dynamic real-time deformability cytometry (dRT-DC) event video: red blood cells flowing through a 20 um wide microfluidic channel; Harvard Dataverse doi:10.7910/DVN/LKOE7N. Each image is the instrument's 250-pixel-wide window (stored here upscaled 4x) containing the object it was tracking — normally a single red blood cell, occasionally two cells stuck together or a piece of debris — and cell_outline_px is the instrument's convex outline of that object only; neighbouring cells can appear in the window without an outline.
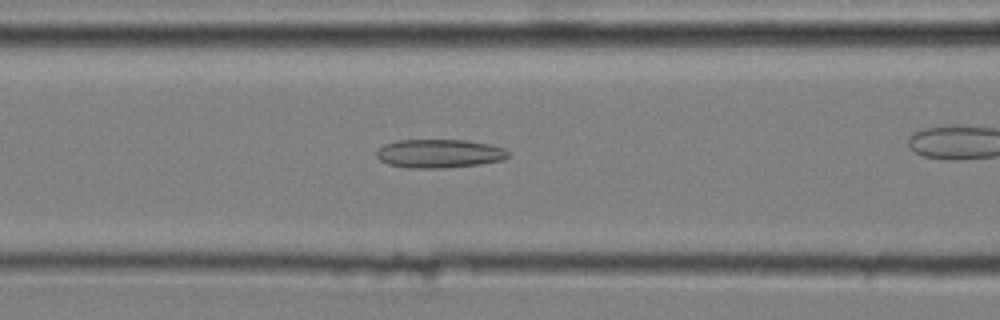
{"species": "common noctule bat (a hibernating species)", "species_latin": "Nyctalus noctula", "temperature_condition": "cold", "stored_images_in_passage": 34, "camera_frame_rate_fps": 3000, "um_per_image_px": 0.085, "animal": {"sex": "male", "body_mass_g": 20.4}, "frame": {"image": 1, "passage_image": 13, "time_ms": 4.0, "image_size_px": [1000, 320], "cell_outline_px": [[508, 156], [504, 160], [480, 164], [444, 168], [408, 168], [388, 164], [380, 160], [376, 156], [376, 148], [384, 144], [396, 140], [468, 140], [488, 144], [504, 148], [508, 152]], "centroid_in_image_um": [37.3, 13.05], "position_along_channel_um": 129.3, "area_um2": 22.14}}
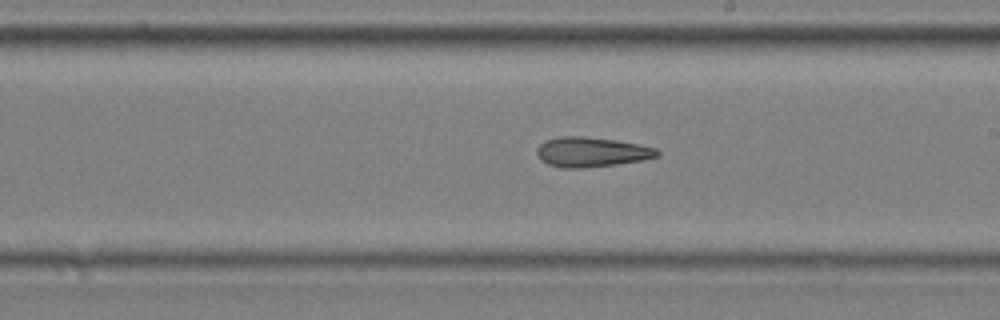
{"frame": {"image": 2, "passage_image": 22, "time_ms": 7.0, "image_size_px": [1000, 320], "cell_outline_px": [[660, 156], [644, 160], [616, 164], [584, 168], [560, 168], [548, 164], [540, 160], [536, 152], [536, 148], [544, 140], [560, 136], [584, 136], [616, 140], [656, 148], [660, 152]], "centroid_in_image_um": [50.25, 12.92], "position_along_channel_um": 238.8, "area_um2": 21.1}}
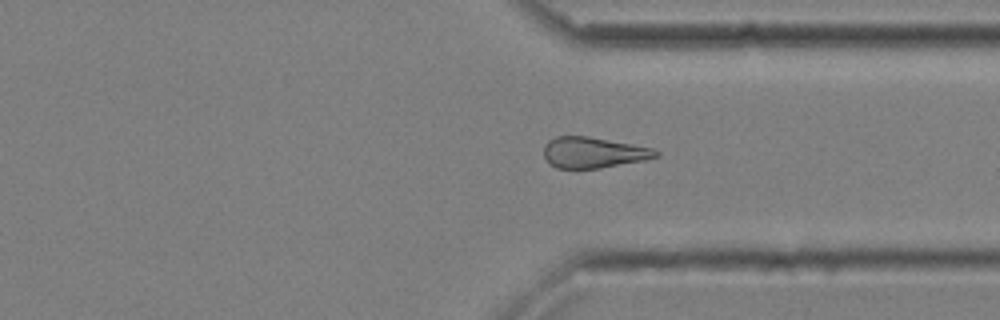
{"frame": {"image": 3, "passage_image": 32, "time_ms": 10.333, "image_size_px": [1000, 320], "cell_outline_px": [[660, 156], [644, 160], [600, 168], [556, 168], [548, 164], [544, 156], [544, 144], [548, 140], [556, 136], [588, 136], [656, 148], [660, 152]], "centroid_in_image_um": [50.45, 12.96], "position_along_channel_um": 361.0, "area_um2": 20.4}}